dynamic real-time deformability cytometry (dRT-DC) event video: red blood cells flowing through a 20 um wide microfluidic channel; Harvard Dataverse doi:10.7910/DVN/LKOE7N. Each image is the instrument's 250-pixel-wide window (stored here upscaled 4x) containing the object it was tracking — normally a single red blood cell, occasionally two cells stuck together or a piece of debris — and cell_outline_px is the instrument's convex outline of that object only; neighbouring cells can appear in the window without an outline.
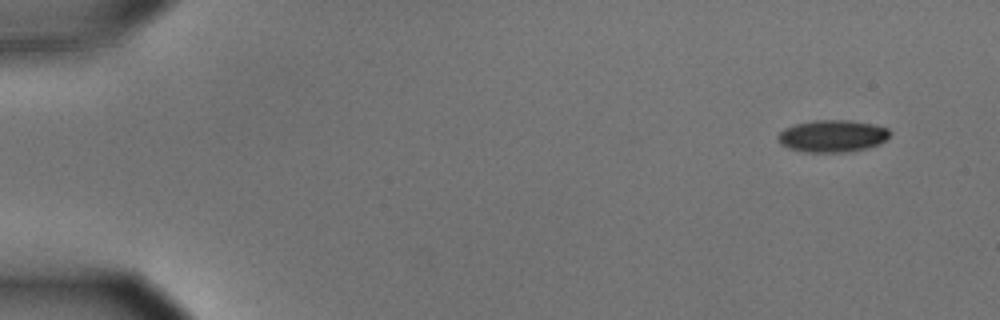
{"species": "common noctule bat (a hibernating species)", "species_latin": "Nyctalus noctula", "temperature_condition": "cold", "stored_images_in_passage": 53, "camera_frame_rate_fps": 3000, "um_per_image_px": 0.085, "animal": {"sex": "male", "body_mass_g": 15.6}, "frame": {"image": 1, "passage_image": 1, "time_ms": 0.0, "image_size_px": [1000, 320], "cell_outline_px": [[892, 132], [880, 144], [868, 148], [844, 152], [804, 152], [788, 148], [780, 144], [776, 136], [784, 128], [796, 124], [812, 120], [848, 120], [872, 124], [888, 128]], "centroid_in_image_um": [70.73, 11.56], "position_along_channel_um": 14.3, "area_um2": 21.04}}
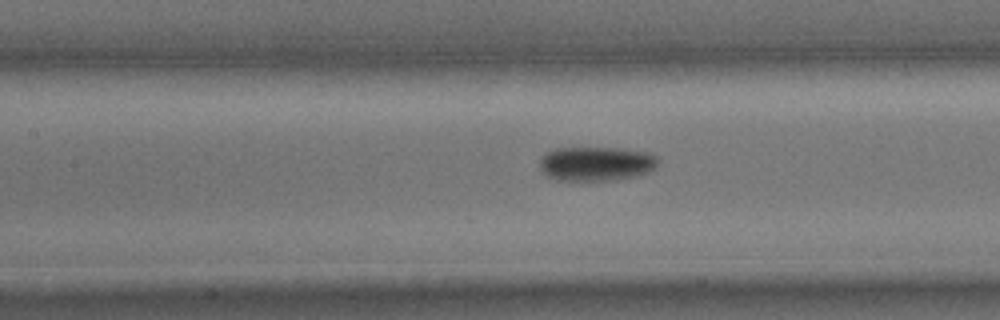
{"frame": {"image": 2, "passage_image": 23, "time_ms": 7.333, "image_size_px": [1000, 320], "cell_outline_px": [[656, 168], [640, 176], [616, 180], [556, 180], [548, 176], [540, 168], [540, 156], [544, 152], [556, 148], [616, 148], [648, 152], [656, 156]], "centroid_in_image_um": [50.66, 13.92], "position_along_channel_um": 156.7, "area_um2": 23.81}}
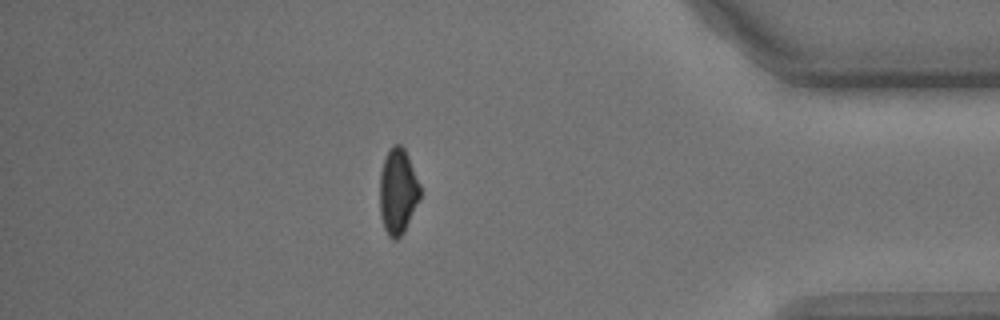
{"frame": {"image": 3, "passage_image": 46, "time_ms": 15.0, "image_size_px": [1000, 320], "cell_outline_px": [[420, 196], [404, 232], [396, 240], [392, 240], [388, 236], [384, 228], [380, 212], [380, 172], [388, 148], [392, 144], [400, 144], [404, 148], [408, 156], [420, 184]], "centroid_in_image_um": [33.8, 16.25], "position_along_channel_um": 401.4, "area_um2": 20.11}, "authors_computed_cell_mechanics": {"area_um2": 22.1374, "velocity_mm_per_s": 3.6133, "shape_relaxation_time_tau1_ms": 2.4105, "shape_relaxation_time_tau2_ms": null, "deformation_change_tau1": 0.1041, "deformation_change_tau2": null}}